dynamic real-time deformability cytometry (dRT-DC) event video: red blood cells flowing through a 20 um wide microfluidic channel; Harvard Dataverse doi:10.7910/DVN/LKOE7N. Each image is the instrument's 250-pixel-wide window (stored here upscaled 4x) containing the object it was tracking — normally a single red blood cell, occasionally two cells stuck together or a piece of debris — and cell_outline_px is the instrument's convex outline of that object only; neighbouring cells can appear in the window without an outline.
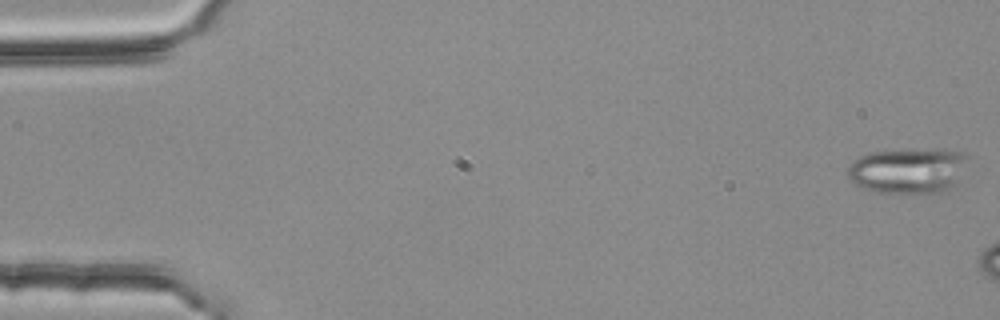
{"species": "common noctule bat (a hibernating species)", "species_latin": "Nyctalus noctula", "temperature_condition": "room temperature", "stored_images_in_passage": 3, "camera_frame_rate_fps": 3000, "um_per_image_px": 0.085, "animal": {"sex": "female", "body_mass_g": 25.1}, "frame": {"image": 1, "passage_image": 1, "time_ms": 0.0, "image_size_px": [1000, 320], "cell_outline_px": [[968, 156], [956, 184], [948, 192], [876, 192], [860, 188], [848, 180], [844, 172], [860, 156], [872, 152], [944, 148], [964, 152]], "centroid_in_image_um": [77.18, 14.5], "position_along_channel_um": 7.8, "area_um2": 32.02}}